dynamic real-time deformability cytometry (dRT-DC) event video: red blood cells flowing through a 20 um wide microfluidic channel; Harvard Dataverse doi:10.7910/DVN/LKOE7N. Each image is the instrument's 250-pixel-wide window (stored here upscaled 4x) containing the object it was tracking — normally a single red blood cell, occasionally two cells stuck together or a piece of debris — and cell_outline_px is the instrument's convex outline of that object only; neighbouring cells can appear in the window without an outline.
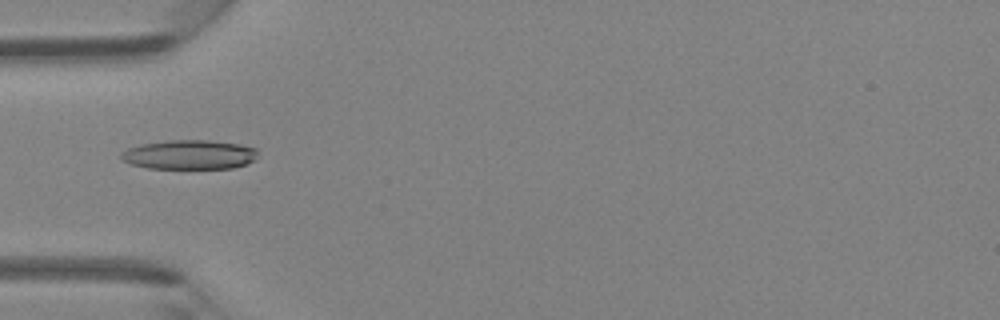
{"species": "Egyptian fruit bat (a non-hibernating species)", "species_latin": "Rousettus aegyptiacus", "temperature_condition": "room temperature", "stored_images_in_passage": 46, "camera_frame_rate_fps": 3000, "um_per_image_px": 0.085, "animal": {"sex": "female"}, "frame": {"image": 1, "passage_image": 15, "time_ms": 4.667, "image_size_px": [1000, 320], "cell_outline_px": [[256, 160], [248, 164], [232, 168], [148, 168], [128, 164], [120, 160], [120, 152], [128, 148], [140, 144], [168, 140], [208, 140], [240, 144], [256, 148]], "centroid_in_image_um": [16.06, 13.14], "position_along_channel_um": 68.9, "area_um2": 23.64}}
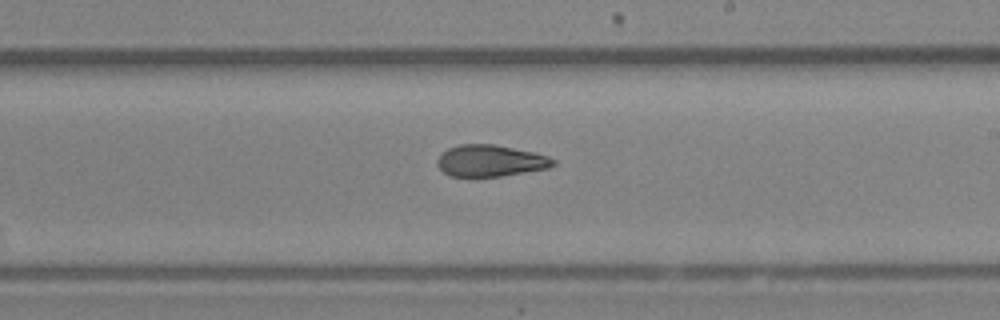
{"frame": {"image": 2, "passage_image": 27, "time_ms": 8.667, "image_size_px": [1000, 320], "cell_outline_px": [[556, 164], [548, 168], [500, 176], [448, 176], [436, 164], [436, 160], [440, 152], [448, 148], [460, 144], [492, 144], [532, 152], [548, 156], [556, 160]], "centroid_in_image_um": [41.64, 13.66], "position_along_channel_um": 247.4, "area_um2": 21.27}}
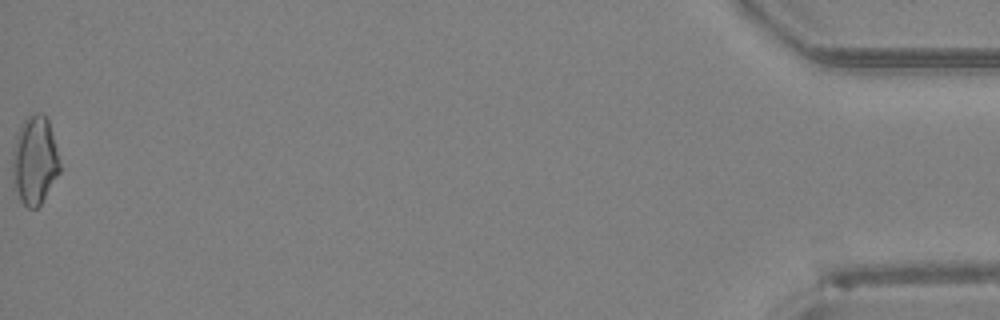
{"frame": {"image": 3, "passage_image": 46, "time_ms": 15.0, "image_size_px": [1000, 320], "cell_outline_px": [[60, 172], [40, 204], [36, 208], [28, 208], [20, 200], [16, 188], [12, 172], [12, 152], [16, 136], [20, 124], [28, 116], [36, 112], [44, 112], [48, 120], [56, 148], [60, 164]], "centroid_in_image_um": [2.94, 13.59], "position_along_channel_um": 432.3, "area_um2": 24.22}}